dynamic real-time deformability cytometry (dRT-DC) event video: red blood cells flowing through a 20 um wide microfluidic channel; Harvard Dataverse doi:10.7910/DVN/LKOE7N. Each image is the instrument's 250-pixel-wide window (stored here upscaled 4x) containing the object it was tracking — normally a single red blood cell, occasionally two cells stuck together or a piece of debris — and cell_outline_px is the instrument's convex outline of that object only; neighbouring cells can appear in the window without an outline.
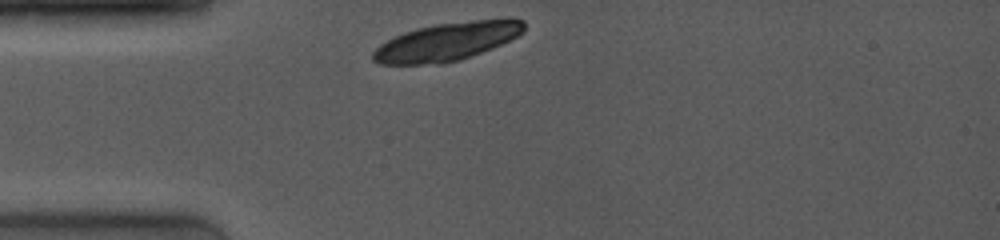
{"species": "common noctule bat (a hibernating species)", "species_latin": "Nyctalus noctula", "temperature_condition": "room temperature", "stored_images_in_passage": 4, "camera_frame_rate_fps": 4000, "um_per_image_px": 0.085, "animal": {"sex": "female", "body_mass_g": 19.0, "forearm_length_mm": 53.3}, "frame": {"image": 1, "passage_image": 1, "time_ms": 0.0, "image_size_px": [1000, 240], "cell_outline_px": [[524, 32], [492, 48], [460, 60], [440, 64], [380, 64], [372, 60], [372, 52], [380, 44], [404, 32], [416, 28], [436, 24], [508, 16], [524, 20]], "centroid_in_image_um": [38.03, 3.51], "position_along_channel_um": 47.0, "area_um2": 33.81}}